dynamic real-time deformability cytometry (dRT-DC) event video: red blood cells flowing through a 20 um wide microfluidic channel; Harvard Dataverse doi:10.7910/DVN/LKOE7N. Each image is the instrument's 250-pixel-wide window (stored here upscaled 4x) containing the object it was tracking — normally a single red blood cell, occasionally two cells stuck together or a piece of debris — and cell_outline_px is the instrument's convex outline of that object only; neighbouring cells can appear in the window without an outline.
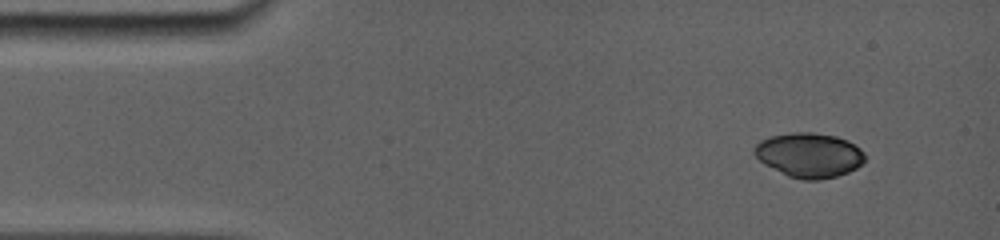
{"species": "common noctule bat (a hibernating species)", "species_latin": "Nyctalus noctula", "temperature_condition": "room temperature", "stored_images_in_passage": 4, "camera_frame_rate_fps": 5000, "um_per_image_px": 0.085, "animal": {"sex": "female", "body_mass_g": 19.0, "forearm_length_mm": 56.7}, "frame": {"image": 1, "passage_image": 1, "time_ms": 0.0, "image_size_px": [1000, 240], "cell_outline_px": [[864, 160], [856, 168], [848, 172], [836, 176], [816, 180], [804, 180], [788, 176], [760, 160], [756, 156], [756, 148], [764, 140], [772, 136], [800, 132], [808, 132], [836, 136], [852, 144], [864, 156]], "centroid_in_image_um": [68.8, 13.2], "position_along_channel_um": 16.2, "area_um2": 27.51}}